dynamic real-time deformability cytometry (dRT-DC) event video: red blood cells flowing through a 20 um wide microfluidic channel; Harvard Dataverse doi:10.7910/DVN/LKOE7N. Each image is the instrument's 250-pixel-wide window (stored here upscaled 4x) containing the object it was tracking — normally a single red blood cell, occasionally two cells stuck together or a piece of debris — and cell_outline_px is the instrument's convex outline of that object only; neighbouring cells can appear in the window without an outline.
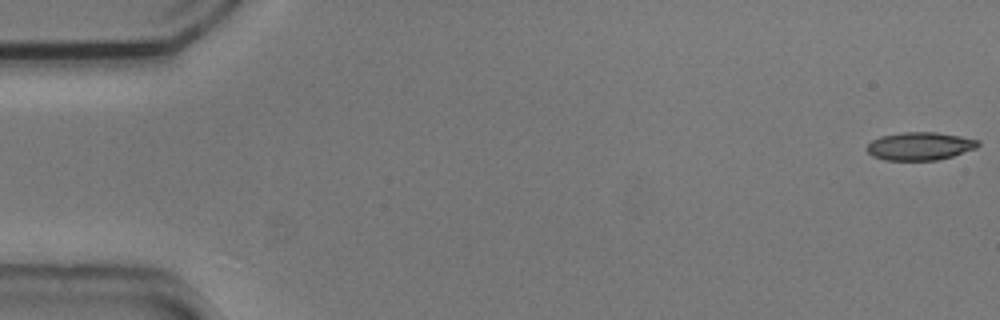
{"species": "common noctule bat (a hibernating species)", "species_latin": "Nyctalus noctula", "temperature_condition": "cold", "stored_images_in_passage": 6, "camera_frame_rate_fps": 3000, "um_per_image_px": 0.085, "animal": {"sex": "male", "body_mass_g": 20.5, "forearm_length_mm": 52.5}, "frame": {"image": 1, "passage_image": 1, "time_ms": 0.0, "image_size_px": [1000, 320], "cell_outline_px": [[980, 144], [976, 148], [952, 156], [936, 160], [884, 160], [872, 156], [864, 148], [872, 140], [880, 136], [904, 132], [936, 132], [960, 136], [980, 140]], "centroid_in_image_um": [78.17, 12.42], "position_along_channel_um": 6.8, "area_um2": 18.21}}
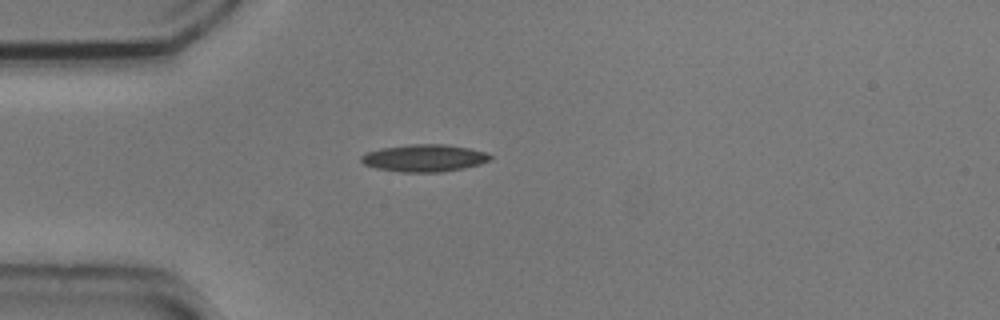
{"frame": {"image": 2, "passage_image": 5, "time_ms": 1.333, "image_size_px": [1000, 320], "cell_outline_px": [[492, 160], [480, 164], [464, 168], [440, 172], [400, 172], [376, 168], [364, 164], [360, 160], [360, 156], [368, 152], [380, 148], [408, 144], [444, 144], [468, 148], [484, 152], [492, 156]], "centroid_in_image_um": [36.05, 13.43], "position_along_channel_um": 48.9, "area_um2": 20.52}}